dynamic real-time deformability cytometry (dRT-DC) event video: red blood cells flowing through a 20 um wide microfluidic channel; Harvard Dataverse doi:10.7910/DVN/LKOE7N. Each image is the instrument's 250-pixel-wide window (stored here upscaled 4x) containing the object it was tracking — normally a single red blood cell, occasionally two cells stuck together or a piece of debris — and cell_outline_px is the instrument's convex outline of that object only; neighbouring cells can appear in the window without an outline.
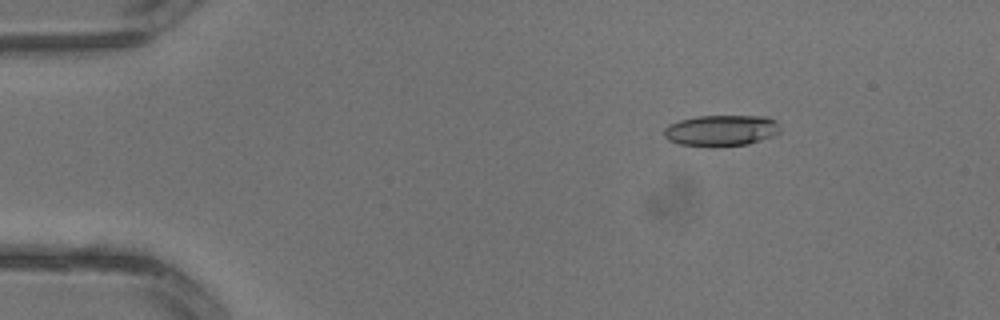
{"species": "common noctule bat (a hibernating species)", "species_latin": "Nyctalus noctula", "temperature_condition": "warm", "stored_images_in_passage": 3, "camera_frame_rate_fps": 3000, "um_per_image_px": 0.085, "animal": {"sex": "male", "body_mass_g": 13.3}, "frame": {"image": 1, "passage_image": 2, "time_ms": 0.333, "image_size_px": [1000, 320], "cell_outline_px": [[780, 132], [776, 136], [748, 144], [680, 144], [668, 140], [664, 136], [664, 128], [668, 124], [680, 120], [696, 116], [768, 116], [776, 120], [780, 128]], "centroid_in_image_um": [61.36, 11.05], "position_along_channel_um": 23.6, "area_um2": 20.63}}